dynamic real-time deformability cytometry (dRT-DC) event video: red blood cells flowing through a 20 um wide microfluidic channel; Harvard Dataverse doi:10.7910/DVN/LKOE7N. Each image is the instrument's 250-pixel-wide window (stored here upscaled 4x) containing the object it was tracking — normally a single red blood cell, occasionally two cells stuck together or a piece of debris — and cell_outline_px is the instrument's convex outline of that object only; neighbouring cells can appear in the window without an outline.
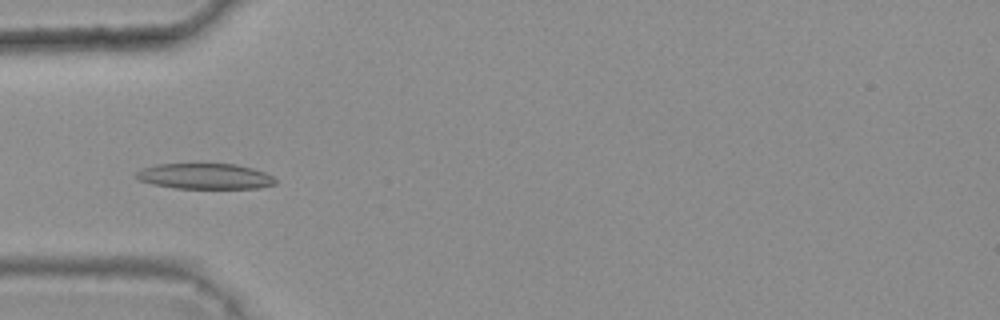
{"species": "common noctule bat (a hibernating species)", "species_latin": "Nyctalus noctula", "temperature_condition": "warm", "stored_images_in_passage": 7, "camera_frame_rate_fps": 3000, "um_per_image_px": 0.085, "animal": {"sex": "female", "body_mass_g": 25.1}, "frame": {"image": 1, "passage_image": 5, "time_ms": 1.333, "image_size_px": [1000, 320], "cell_outline_px": [[276, 184], [260, 188], [176, 188], [152, 184], [136, 180], [136, 172], [140, 168], [156, 164], [236, 164], [252, 168], [264, 172], [272, 176], [276, 180]], "centroid_in_image_um": [17.39, 14.98], "position_along_channel_um": 67.6, "area_um2": 20.87}}
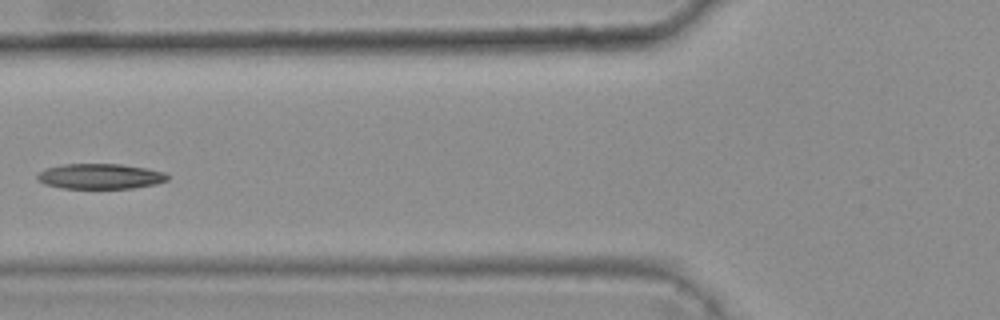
{"frame": {"image": 2, "passage_image": 6, "time_ms": 1.667, "image_size_px": [1000, 320], "cell_outline_px": [[168, 180], [156, 184], [132, 188], [60, 188], [44, 184], [36, 180], [36, 176], [44, 168], [64, 164], [120, 164], [144, 168], [164, 172], [168, 176]], "centroid_in_image_um": [8.47, 14.99], "position_along_channel_um": 117.3, "area_um2": 19.19}}
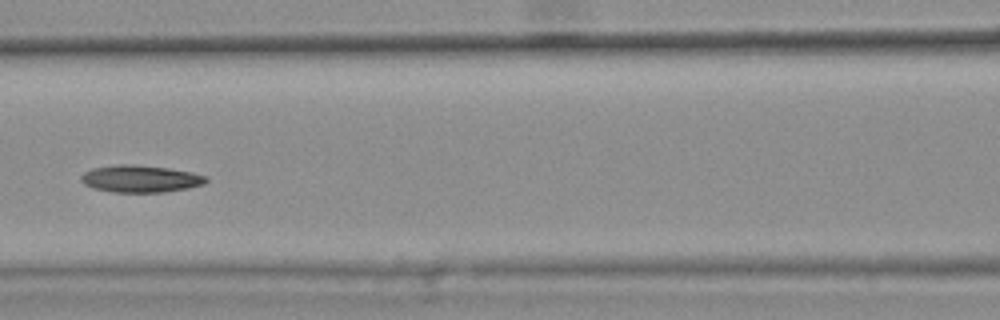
{"frame": {"image": 3, "passage_image": 7, "time_ms": 2.0, "image_size_px": [1000, 320], "cell_outline_px": [[208, 180], [204, 184], [188, 188], [164, 192], [112, 192], [92, 188], [84, 184], [80, 176], [84, 172], [92, 168], [120, 164], [124, 164], [168, 168], [192, 172], [208, 176]], "centroid_in_image_um": [11.95, 15.2], "position_along_channel_um": 154.7, "area_um2": 19.71}}